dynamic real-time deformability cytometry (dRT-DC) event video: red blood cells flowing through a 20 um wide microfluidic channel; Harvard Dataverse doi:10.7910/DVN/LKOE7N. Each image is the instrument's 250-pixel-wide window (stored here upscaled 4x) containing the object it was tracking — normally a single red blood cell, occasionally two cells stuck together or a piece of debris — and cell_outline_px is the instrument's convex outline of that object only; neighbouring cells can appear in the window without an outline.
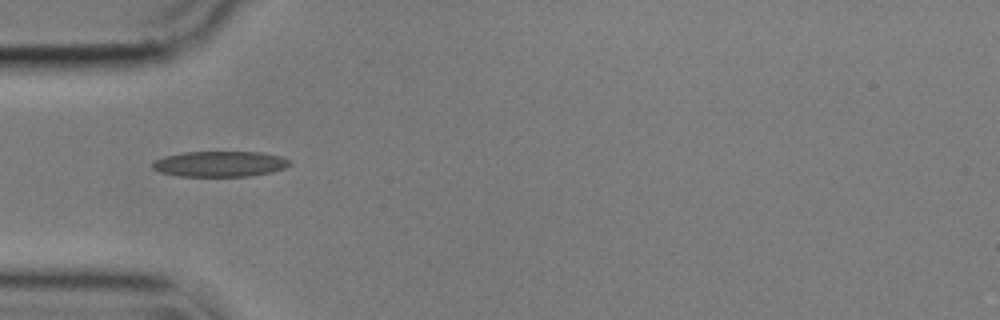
{"species": "common noctule bat (a hibernating species)", "species_latin": "Nyctalus noctula", "temperature_condition": "cold", "stored_images_in_passage": 32, "camera_frame_rate_fps": 3000, "um_per_image_px": 0.085, "animal": {"sex": "male", "body_mass_g": 17.9}, "frame": {"image": 1, "passage_image": 1, "time_ms": 0.0, "image_size_px": [1000, 320], "cell_outline_px": [[292, 164], [284, 168], [272, 172], [252, 176], [180, 176], [160, 172], [152, 168], [152, 164], [156, 160], [164, 156], [184, 152], [260, 152], [280, 156], [288, 160]], "centroid_in_image_um": [18.7, 13.93], "position_along_channel_um": 66.3, "area_um2": 20.4}}
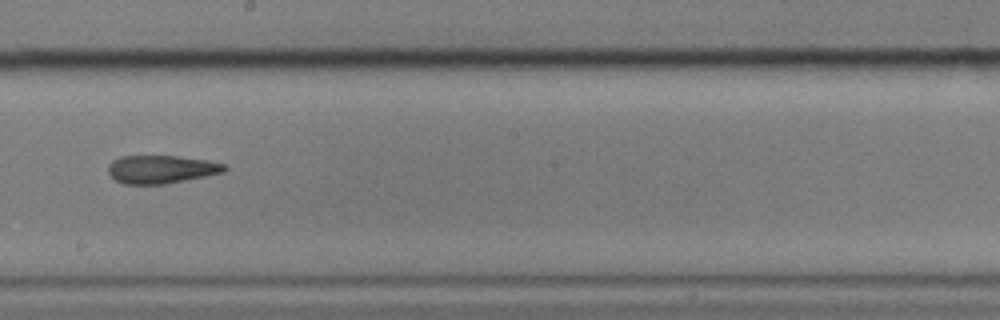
{"frame": {"image": 2, "passage_image": 15, "time_ms": 4.667, "image_size_px": [1000, 320], "cell_outline_px": [[228, 168], [224, 172], [164, 184], [124, 184], [116, 180], [108, 172], [108, 164], [112, 160], [120, 156], [176, 156], [208, 160], [228, 164]], "centroid_in_image_um": [13.71, 14.38], "position_along_channel_um": 234.5, "area_um2": 19.07}}
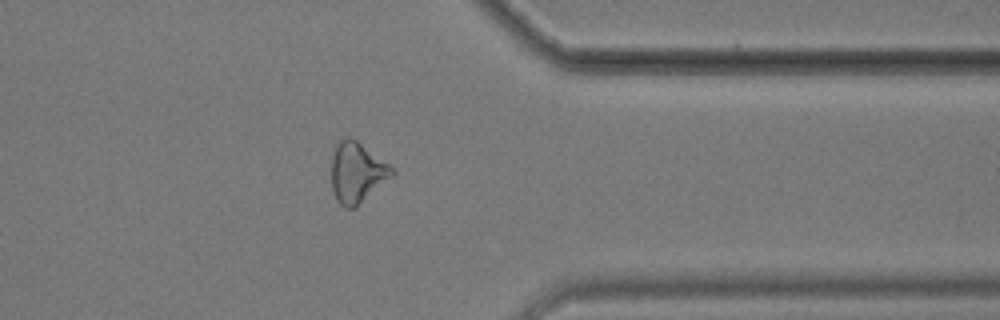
{"frame": {"image": 3, "passage_image": 28, "time_ms": 9.0, "image_size_px": [1000, 320], "cell_outline_px": [[396, 172], [392, 176], [356, 208], [344, 208], [336, 200], [332, 188], [332, 156], [336, 144], [344, 136], [348, 136], [356, 140], [388, 164]], "centroid_in_image_um": [30.32, 14.68], "position_along_channel_um": 381.1, "area_um2": 21.21}, "authors_computed_cell_mechanics": {"area_um2": 19.8543, "velocity_mm_per_s": 3.6023, "shape_relaxation_time_tau1_ms": null, "shape_relaxation_time_tau2_ms": 6.1725, "deformation_change_tau1": null, "deformation_change_tau2": 0.1711}}